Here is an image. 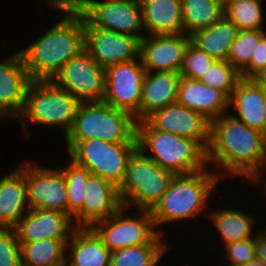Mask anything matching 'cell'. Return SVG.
I'll list each match as a JSON object with an SVG mask.
<instances>
[{"instance_id":"836d02e7","label":"cell","mask_w":266,"mask_h":266,"mask_svg":"<svg viewBox=\"0 0 266 266\" xmlns=\"http://www.w3.org/2000/svg\"><path fill=\"white\" fill-rule=\"evenodd\" d=\"M241 78V74L229 61L215 60L199 80L207 86L222 91L230 99Z\"/></svg>"},{"instance_id":"ffe728a7","label":"cell","mask_w":266,"mask_h":266,"mask_svg":"<svg viewBox=\"0 0 266 266\" xmlns=\"http://www.w3.org/2000/svg\"><path fill=\"white\" fill-rule=\"evenodd\" d=\"M230 99L220 90L205 85L200 80L181 77L177 103L202 114L208 121L221 117Z\"/></svg>"},{"instance_id":"74e56055","label":"cell","mask_w":266,"mask_h":266,"mask_svg":"<svg viewBox=\"0 0 266 266\" xmlns=\"http://www.w3.org/2000/svg\"><path fill=\"white\" fill-rule=\"evenodd\" d=\"M266 69V34L252 52L249 65L240 73L242 78H255Z\"/></svg>"},{"instance_id":"60d3db41","label":"cell","mask_w":266,"mask_h":266,"mask_svg":"<svg viewBox=\"0 0 266 266\" xmlns=\"http://www.w3.org/2000/svg\"><path fill=\"white\" fill-rule=\"evenodd\" d=\"M255 80L262 86L266 91V69H264L260 74L255 77Z\"/></svg>"},{"instance_id":"3957f363","label":"cell","mask_w":266,"mask_h":266,"mask_svg":"<svg viewBox=\"0 0 266 266\" xmlns=\"http://www.w3.org/2000/svg\"><path fill=\"white\" fill-rule=\"evenodd\" d=\"M219 176V172L214 173L205 169L174 175L167 191L150 210L155 227L159 224L196 217L198 213L206 210L207 199L219 182Z\"/></svg>"},{"instance_id":"8d00e7d4","label":"cell","mask_w":266,"mask_h":266,"mask_svg":"<svg viewBox=\"0 0 266 266\" xmlns=\"http://www.w3.org/2000/svg\"><path fill=\"white\" fill-rule=\"evenodd\" d=\"M225 248L230 264L246 265L256 259L254 238L227 243Z\"/></svg>"},{"instance_id":"bcb514c9","label":"cell","mask_w":266,"mask_h":266,"mask_svg":"<svg viewBox=\"0 0 266 266\" xmlns=\"http://www.w3.org/2000/svg\"><path fill=\"white\" fill-rule=\"evenodd\" d=\"M266 181V180H265ZM265 181H263L264 182V185L263 186H265L264 188H265V191H266V182Z\"/></svg>"},{"instance_id":"4316f807","label":"cell","mask_w":266,"mask_h":266,"mask_svg":"<svg viewBox=\"0 0 266 266\" xmlns=\"http://www.w3.org/2000/svg\"><path fill=\"white\" fill-rule=\"evenodd\" d=\"M184 33L208 28L225 16L222 0H181Z\"/></svg>"},{"instance_id":"8992f818","label":"cell","mask_w":266,"mask_h":266,"mask_svg":"<svg viewBox=\"0 0 266 266\" xmlns=\"http://www.w3.org/2000/svg\"><path fill=\"white\" fill-rule=\"evenodd\" d=\"M80 103L52 80L31 81L27 88L24 109L19 117L25 124L26 132V122L30 120L39 125L60 126L66 137L73 126Z\"/></svg>"},{"instance_id":"5bb4252c","label":"cell","mask_w":266,"mask_h":266,"mask_svg":"<svg viewBox=\"0 0 266 266\" xmlns=\"http://www.w3.org/2000/svg\"><path fill=\"white\" fill-rule=\"evenodd\" d=\"M84 49L104 69L140 57V40L134 36L93 27L85 19Z\"/></svg>"},{"instance_id":"f6af8a7d","label":"cell","mask_w":266,"mask_h":266,"mask_svg":"<svg viewBox=\"0 0 266 266\" xmlns=\"http://www.w3.org/2000/svg\"><path fill=\"white\" fill-rule=\"evenodd\" d=\"M227 266H246V265H234L229 263Z\"/></svg>"},{"instance_id":"ac0fdd59","label":"cell","mask_w":266,"mask_h":266,"mask_svg":"<svg viewBox=\"0 0 266 266\" xmlns=\"http://www.w3.org/2000/svg\"><path fill=\"white\" fill-rule=\"evenodd\" d=\"M32 80L20 52L0 61V116L19 119L25 105L27 88Z\"/></svg>"},{"instance_id":"e0dca14e","label":"cell","mask_w":266,"mask_h":266,"mask_svg":"<svg viewBox=\"0 0 266 266\" xmlns=\"http://www.w3.org/2000/svg\"><path fill=\"white\" fill-rule=\"evenodd\" d=\"M85 191L83 207L74 215L78 221L75 227H92L123 206L119 188L101 176L90 174Z\"/></svg>"},{"instance_id":"7402d4cb","label":"cell","mask_w":266,"mask_h":266,"mask_svg":"<svg viewBox=\"0 0 266 266\" xmlns=\"http://www.w3.org/2000/svg\"><path fill=\"white\" fill-rule=\"evenodd\" d=\"M179 72H146L140 101V121L154 111L177 102L181 79Z\"/></svg>"},{"instance_id":"f546056e","label":"cell","mask_w":266,"mask_h":266,"mask_svg":"<svg viewBox=\"0 0 266 266\" xmlns=\"http://www.w3.org/2000/svg\"><path fill=\"white\" fill-rule=\"evenodd\" d=\"M165 244H143L112 251L110 266H155Z\"/></svg>"},{"instance_id":"30bf717a","label":"cell","mask_w":266,"mask_h":266,"mask_svg":"<svg viewBox=\"0 0 266 266\" xmlns=\"http://www.w3.org/2000/svg\"><path fill=\"white\" fill-rule=\"evenodd\" d=\"M105 69V96L103 102L132 114L140 121V101L146 71L140 57ZM139 61V62H138Z\"/></svg>"},{"instance_id":"277c9868","label":"cell","mask_w":266,"mask_h":266,"mask_svg":"<svg viewBox=\"0 0 266 266\" xmlns=\"http://www.w3.org/2000/svg\"><path fill=\"white\" fill-rule=\"evenodd\" d=\"M137 144L143 153L174 175L204 170L206 150L195 140L154 129L146 120L137 122ZM206 163V164H205Z\"/></svg>"},{"instance_id":"7bdbcfd3","label":"cell","mask_w":266,"mask_h":266,"mask_svg":"<svg viewBox=\"0 0 266 266\" xmlns=\"http://www.w3.org/2000/svg\"><path fill=\"white\" fill-rule=\"evenodd\" d=\"M237 1H245V0H222V3L226 8L229 4L237 2Z\"/></svg>"},{"instance_id":"6da1fadb","label":"cell","mask_w":266,"mask_h":266,"mask_svg":"<svg viewBox=\"0 0 266 266\" xmlns=\"http://www.w3.org/2000/svg\"><path fill=\"white\" fill-rule=\"evenodd\" d=\"M264 142V133L226 113L210 121L207 162L222 166L225 177L235 174L258 182L262 176Z\"/></svg>"},{"instance_id":"ee69618b","label":"cell","mask_w":266,"mask_h":266,"mask_svg":"<svg viewBox=\"0 0 266 266\" xmlns=\"http://www.w3.org/2000/svg\"><path fill=\"white\" fill-rule=\"evenodd\" d=\"M264 145H265V156H264V161H263L262 173L265 171V168H266V133H265V142H264Z\"/></svg>"},{"instance_id":"cb8c5ba5","label":"cell","mask_w":266,"mask_h":266,"mask_svg":"<svg viewBox=\"0 0 266 266\" xmlns=\"http://www.w3.org/2000/svg\"><path fill=\"white\" fill-rule=\"evenodd\" d=\"M73 229V230H72ZM69 244L71 259L66 266H110L111 254L102 239L91 227L72 228Z\"/></svg>"},{"instance_id":"44dd1931","label":"cell","mask_w":266,"mask_h":266,"mask_svg":"<svg viewBox=\"0 0 266 266\" xmlns=\"http://www.w3.org/2000/svg\"><path fill=\"white\" fill-rule=\"evenodd\" d=\"M229 106L237 111L239 121L250 128L266 133L265 90L255 78H241L237 83Z\"/></svg>"},{"instance_id":"9c48e42d","label":"cell","mask_w":266,"mask_h":266,"mask_svg":"<svg viewBox=\"0 0 266 266\" xmlns=\"http://www.w3.org/2000/svg\"><path fill=\"white\" fill-rule=\"evenodd\" d=\"M125 208L122 206L115 214L91 227L110 251L143 244H163L159 239L161 232L153 230L155 224L150 210H139L140 216L134 219L123 215Z\"/></svg>"},{"instance_id":"d590c367","label":"cell","mask_w":266,"mask_h":266,"mask_svg":"<svg viewBox=\"0 0 266 266\" xmlns=\"http://www.w3.org/2000/svg\"><path fill=\"white\" fill-rule=\"evenodd\" d=\"M0 266H22L20 242L15 228L0 227Z\"/></svg>"},{"instance_id":"d6a6232c","label":"cell","mask_w":266,"mask_h":266,"mask_svg":"<svg viewBox=\"0 0 266 266\" xmlns=\"http://www.w3.org/2000/svg\"><path fill=\"white\" fill-rule=\"evenodd\" d=\"M265 34L264 29L238 31L232 43L228 61L239 73L249 65L252 52Z\"/></svg>"},{"instance_id":"e575fe53","label":"cell","mask_w":266,"mask_h":266,"mask_svg":"<svg viewBox=\"0 0 266 266\" xmlns=\"http://www.w3.org/2000/svg\"><path fill=\"white\" fill-rule=\"evenodd\" d=\"M214 61L211 56L190 41L185 50L183 64L179 73L182 77L199 80Z\"/></svg>"},{"instance_id":"4dcf8cb0","label":"cell","mask_w":266,"mask_h":266,"mask_svg":"<svg viewBox=\"0 0 266 266\" xmlns=\"http://www.w3.org/2000/svg\"><path fill=\"white\" fill-rule=\"evenodd\" d=\"M68 167L59 168L67 183L68 216H73L83 207L85 197V185L91 174L88 169L78 165L70 159Z\"/></svg>"},{"instance_id":"d4e9b609","label":"cell","mask_w":266,"mask_h":266,"mask_svg":"<svg viewBox=\"0 0 266 266\" xmlns=\"http://www.w3.org/2000/svg\"><path fill=\"white\" fill-rule=\"evenodd\" d=\"M148 36L184 33L181 0H139Z\"/></svg>"},{"instance_id":"52a82bcc","label":"cell","mask_w":266,"mask_h":266,"mask_svg":"<svg viewBox=\"0 0 266 266\" xmlns=\"http://www.w3.org/2000/svg\"><path fill=\"white\" fill-rule=\"evenodd\" d=\"M173 176L137 148L128 159L119 187L123 206L134 204L138 210H151L167 191Z\"/></svg>"},{"instance_id":"1f68e13d","label":"cell","mask_w":266,"mask_h":266,"mask_svg":"<svg viewBox=\"0 0 266 266\" xmlns=\"http://www.w3.org/2000/svg\"><path fill=\"white\" fill-rule=\"evenodd\" d=\"M263 13L261 0L237 1L225 8V15L239 31L263 29Z\"/></svg>"},{"instance_id":"ab89813d","label":"cell","mask_w":266,"mask_h":266,"mask_svg":"<svg viewBox=\"0 0 266 266\" xmlns=\"http://www.w3.org/2000/svg\"><path fill=\"white\" fill-rule=\"evenodd\" d=\"M256 259L266 264V232L259 231L254 236Z\"/></svg>"},{"instance_id":"7a4b0ae2","label":"cell","mask_w":266,"mask_h":266,"mask_svg":"<svg viewBox=\"0 0 266 266\" xmlns=\"http://www.w3.org/2000/svg\"><path fill=\"white\" fill-rule=\"evenodd\" d=\"M65 16L27 48L20 50L32 81L53 80L63 66L84 50L85 18L82 13Z\"/></svg>"},{"instance_id":"83f0119b","label":"cell","mask_w":266,"mask_h":266,"mask_svg":"<svg viewBox=\"0 0 266 266\" xmlns=\"http://www.w3.org/2000/svg\"><path fill=\"white\" fill-rule=\"evenodd\" d=\"M69 240L42 239L20 242L22 266L66 265L64 253Z\"/></svg>"},{"instance_id":"f1b7e54d","label":"cell","mask_w":266,"mask_h":266,"mask_svg":"<svg viewBox=\"0 0 266 266\" xmlns=\"http://www.w3.org/2000/svg\"><path fill=\"white\" fill-rule=\"evenodd\" d=\"M209 217L222 236L223 244L254 238L252 234L254 219L242 211L223 209L211 211Z\"/></svg>"},{"instance_id":"8fae6325","label":"cell","mask_w":266,"mask_h":266,"mask_svg":"<svg viewBox=\"0 0 266 266\" xmlns=\"http://www.w3.org/2000/svg\"><path fill=\"white\" fill-rule=\"evenodd\" d=\"M80 102H102L105 69L84 49L71 58L52 80Z\"/></svg>"},{"instance_id":"7c38bea8","label":"cell","mask_w":266,"mask_h":266,"mask_svg":"<svg viewBox=\"0 0 266 266\" xmlns=\"http://www.w3.org/2000/svg\"><path fill=\"white\" fill-rule=\"evenodd\" d=\"M93 26L138 38L145 37L142 9L139 0H91L82 12Z\"/></svg>"},{"instance_id":"5b68a950","label":"cell","mask_w":266,"mask_h":266,"mask_svg":"<svg viewBox=\"0 0 266 266\" xmlns=\"http://www.w3.org/2000/svg\"><path fill=\"white\" fill-rule=\"evenodd\" d=\"M67 142L99 138L112 143L137 142L135 117L102 102H81Z\"/></svg>"},{"instance_id":"ba28073f","label":"cell","mask_w":266,"mask_h":266,"mask_svg":"<svg viewBox=\"0 0 266 266\" xmlns=\"http://www.w3.org/2000/svg\"><path fill=\"white\" fill-rule=\"evenodd\" d=\"M67 146L71 160L118 188L124 181L128 159L138 148L137 142L112 143L99 138L67 142Z\"/></svg>"},{"instance_id":"9a60e30c","label":"cell","mask_w":266,"mask_h":266,"mask_svg":"<svg viewBox=\"0 0 266 266\" xmlns=\"http://www.w3.org/2000/svg\"><path fill=\"white\" fill-rule=\"evenodd\" d=\"M145 120L154 129L193 139L208 148L210 121L177 102L154 111Z\"/></svg>"},{"instance_id":"f35d334b","label":"cell","mask_w":266,"mask_h":266,"mask_svg":"<svg viewBox=\"0 0 266 266\" xmlns=\"http://www.w3.org/2000/svg\"><path fill=\"white\" fill-rule=\"evenodd\" d=\"M91 0H50L48 5L53 6L61 13H82Z\"/></svg>"},{"instance_id":"2e32d148","label":"cell","mask_w":266,"mask_h":266,"mask_svg":"<svg viewBox=\"0 0 266 266\" xmlns=\"http://www.w3.org/2000/svg\"><path fill=\"white\" fill-rule=\"evenodd\" d=\"M190 35L145 36L140 41V59L146 72H180Z\"/></svg>"},{"instance_id":"603a6c76","label":"cell","mask_w":266,"mask_h":266,"mask_svg":"<svg viewBox=\"0 0 266 266\" xmlns=\"http://www.w3.org/2000/svg\"><path fill=\"white\" fill-rule=\"evenodd\" d=\"M26 203L25 165H21L0 179V227L15 228L29 210ZM25 207L27 211L24 210Z\"/></svg>"},{"instance_id":"d6986e66","label":"cell","mask_w":266,"mask_h":266,"mask_svg":"<svg viewBox=\"0 0 266 266\" xmlns=\"http://www.w3.org/2000/svg\"><path fill=\"white\" fill-rule=\"evenodd\" d=\"M75 228L72 219L59 211L29 209L15 227L19 242H34L42 239L70 240L68 230Z\"/></svg>"},{"instance_id":"b9f144b4","label":"cell","mask_w":266,"mask_h":266,"mask_svg":"<svg viewBox=\"0 0 266 266\" xmlns=\"http://www.w3.org/2000/svg\"><path fill=\"white\" fill-rule=\"evenodd\" d=\"M246 266H266V264L263 263L261 260L254 259L249 264H246Z\"/></svg>"},{"instance_id":"4fadbf2b","label":"cell","mask_w":266,"mask_h":266,"mask_svg":"<svg viewBox=\"0 0 266 266\" xmlns=\"http://www.w3.org/2000/svg\"><path fill=\"white\" fill-rule=\"evenodd\" d=\"M29 209H49L68 215L67 183L58 169L25 165Z\"/></svg>"},{"instance_id":"484cf974","label":"cell","mask_w":266,"mask_h":266,"mask_svg":"<svg viewBox=\"0 0 266 266\" xmlns=\"http://www.w3.org/2000/svg\"><path fill=\"white\" fill-rule=\"evenodd\" d=\"M237 26L225 15L208 28L190 35L191 42L214 60L228 61L231 46L238 34Z\"/></svg>"}]
</instances>
